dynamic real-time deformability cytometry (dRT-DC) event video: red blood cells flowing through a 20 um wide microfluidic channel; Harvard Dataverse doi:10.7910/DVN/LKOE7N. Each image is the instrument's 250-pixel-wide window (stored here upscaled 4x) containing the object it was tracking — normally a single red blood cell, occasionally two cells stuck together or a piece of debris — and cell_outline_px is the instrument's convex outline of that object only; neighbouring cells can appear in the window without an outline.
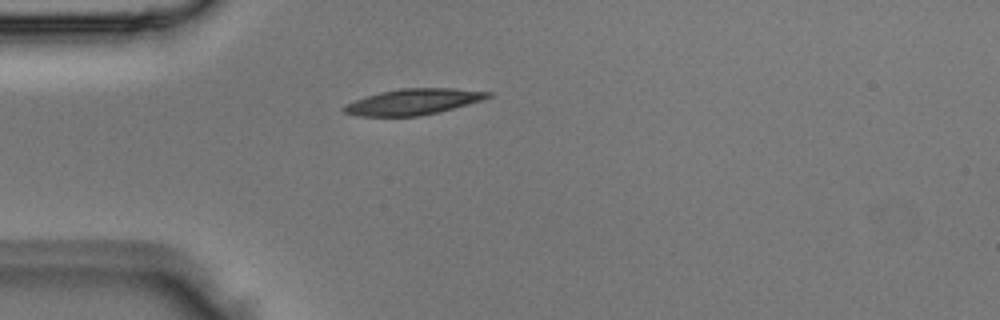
{"species": "Egyptian fruit bat (a non-hibernating species)", "species_latin": "Rousettus aegyptiacus", "temperature_condition": "room temperature", "stored_images_in_passage": 1, "camera_frame_rate_fps": 3000, "um_per_image_px": 0.085, "animal": {"sex": "male"}, "frame": {"image": 1, "passage_image": 1, "time_ms": 0.0, "image_size_px": [1000, 320], "cell_outline_px": [[492, 96], [480, 100], [440, 112], [416, 116], [356, 116], [344, 112], [340, 108], [356, 100], [380, 92], [400, 88], [452, 88], [492, 92]], "centroid_in_image_um": [35.12, 8.65], "position_along_channel_um": 49.9, "area_um2": 21.5}}